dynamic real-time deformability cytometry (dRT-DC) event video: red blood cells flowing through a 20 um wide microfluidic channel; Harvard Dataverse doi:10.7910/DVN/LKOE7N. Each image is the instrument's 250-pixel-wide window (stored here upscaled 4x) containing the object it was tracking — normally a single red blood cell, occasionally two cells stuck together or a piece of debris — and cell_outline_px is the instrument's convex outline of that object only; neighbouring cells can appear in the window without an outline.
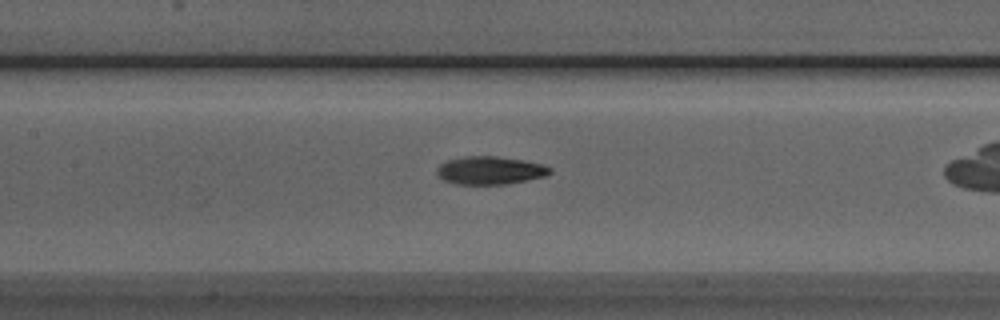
{"species": "Egyptian fruit bat (a non-hibernating species)", "species_latin": "Rousettus aegyptiacus", "temperature_condition": "room temperature", "stored_images_in_passage": 24, "camera_frame_rate_fps": 3000, "um_per_image_px": 0.085, "animal": {"sex": "male"}, "frame": {"image": 1, "passage_image": 8, "time_ms": 2.333, "image_size_px": [1000, 320], "cell_outline_px": [[552, 172], [544, 176], [508, 184], [456, 184], [444, 180], [436, 172], [436, 168], [440, 164], [448, 160], [464, 156], [496, 156], [524, 160], [544, 164], [552, 168]], "centroid_in_image_um": [41.67, 14.47], "position_along_channel_um": 165.7, "area_um2": 18.5}}
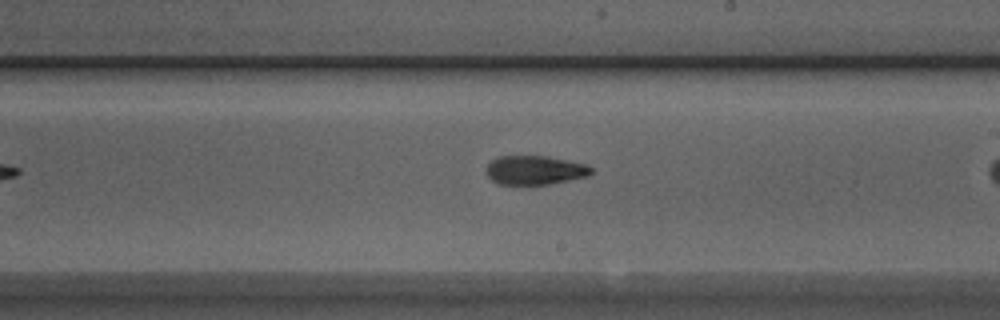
{"frame": {"image": 2, "passage_image": 14, "time_ms": 4.333, "image_size_px": [1000, 320], "cell_outline_px": [[592, 172], [588, 176], [548, 184], [496, 184], [488, 176], [488, 164], [492, 160], [500, 156], [548, 156], [584, 164], [592, 168]], "centroid_in_image_um": [45.46, 14.46], "position_along_channel_um": 243.5, "area_um2": 17.46}}
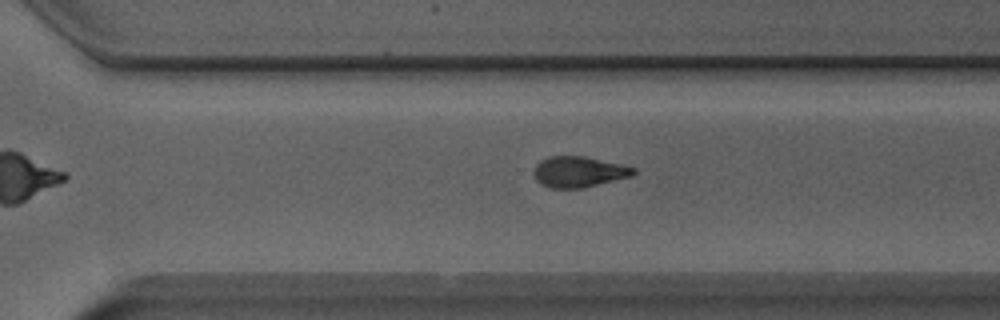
{"frame": {"image": 3, "passage_image": 20, "time_ms": 6.333, "image_size_px": [1000, 320], "cell_outline_px": [[636, 172], [632, 176], [580, 188], [548, 188], [540, 184], [536, 180], [532, 172], [536, 164], [540, 160], [548, 156], [584, 156], [624, 164], [636, 168]], "centroid_in_image_um": [49.17, 14.59], "position_along_channel_um": 321.4, "area_um2": 18.09}}